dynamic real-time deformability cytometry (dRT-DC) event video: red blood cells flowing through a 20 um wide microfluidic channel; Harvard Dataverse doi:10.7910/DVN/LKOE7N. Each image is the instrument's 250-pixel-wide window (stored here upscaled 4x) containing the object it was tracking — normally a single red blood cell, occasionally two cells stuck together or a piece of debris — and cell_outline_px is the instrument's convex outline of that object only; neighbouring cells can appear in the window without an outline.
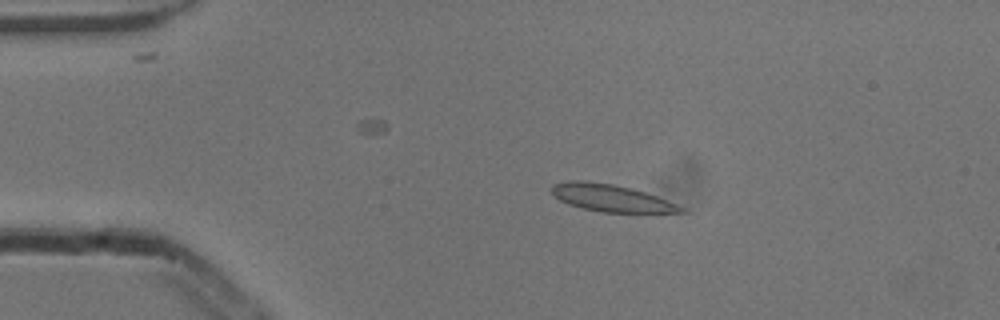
{"species": "common noctule bat (a hibernating species)", "species_latin": "Nyctalus noctula", "temperature_condition": "cold", "stored_images_in_passage": 53, "camera_frame_rate_fps": 3000, "um_per_image_px": 0.085, "animal": {"sex": "male", "body_mass_g": 13.3}, "frame": {"image": 1, "passage_image": 11, "time_ms": 3.333, "image_size_px": [1000, 320], "cell_outline_px": [[688, 212], [600, 212], [580, 208], [568, 204], [560, 200], [552, 192], [552, 184], [576, 180], [580, 180], [612, 184], [632, 188], [656, 196], [676, 204], [684, 208]], "centroid_in_image_um": [51.93, 16.83], "position_along_channel_um": 33.1, "area_um2": 20.11}}
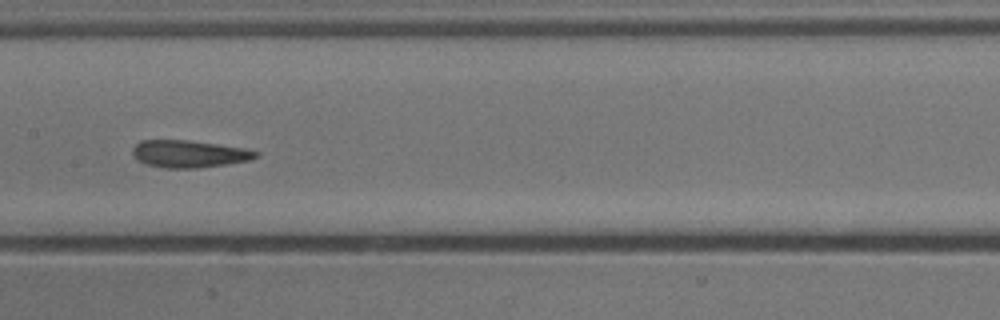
{"frame": {"image": 2, "passage_image": 27, "time_ms": 8.667, "image_size_px": [1000, 320], "cell_outline_px": [[260, 156], [248, 160], [224, 164], [196, 168], [164, 168], [148, 164], [132, 156], [132, 148], [140, 140], [188, 140], [244, 148], [260, 152]], "centroid_in_image_um": [16.06, 13.07], "position_along_channel_um": 191.3, "area_um2": 19.42}}
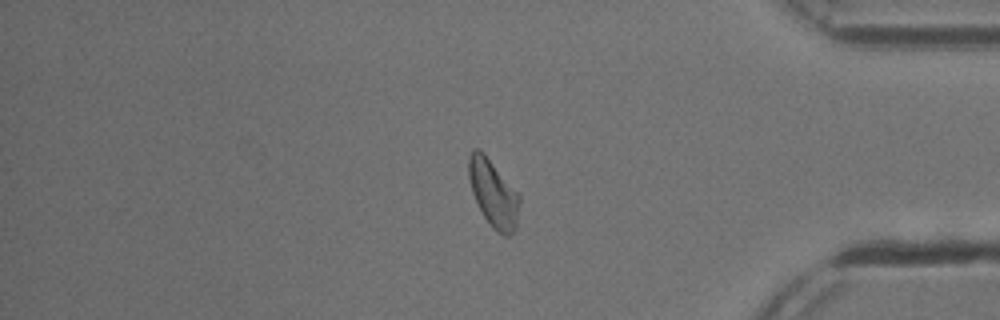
{"frame": {"image": 3, "passage_image": 45, "time_ms": 14.667, "image_size_px": [1000, 320], "cell_outline_px": [[520, 200], [516, 228], [508, 236], [504, 236], [496, 232], [492, 228], [484, 216], [472, 192], [468, 176], [468, 156], [472, 148], [476, 148], [484, 152], [520, 192]], "centroid_in_image_um": [41.95, 16.4], "position_along_channel_um": 393.2, "area_um2": 20.35}, "authors_computed_cell_mechanics": {"area_um2": 19.8832, "velocity_mm_per_s": 3.8503, "shape_relaxation_time_tau1_ms": 6.2213, "shape_relaxation_time_tau2_ms": 3.2097, "deformation_change_tau1": 0.1642, "deformation_change_tau2": 0.1016}}